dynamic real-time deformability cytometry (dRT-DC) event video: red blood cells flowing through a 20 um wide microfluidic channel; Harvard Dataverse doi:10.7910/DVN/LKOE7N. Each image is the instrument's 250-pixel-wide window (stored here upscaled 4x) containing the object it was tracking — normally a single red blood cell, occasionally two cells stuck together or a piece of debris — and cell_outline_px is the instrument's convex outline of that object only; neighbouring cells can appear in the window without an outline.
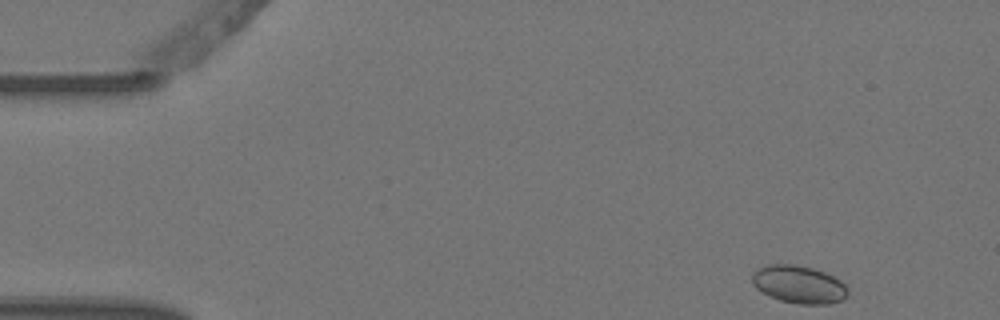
{"species": "Egyptian fruit bat (a non-hibernating species)", "species_latin": "Rousettus aegyptiacus", "temperature_condition": "warm", "stored_images_in_passage": 4, "camera_frame_rate_fps": 3000, "um_per_image_px": 0.085, "animal": {"sex": "female"}, "frame": {"image": 1, "passage_image": 1, "time_ms": 0.0, "image_size_px": [1000, 320], "cell_outline_px": [[848, 296], [840, 300], [828, 304], [800, 304], [780, 300], [768, 296], [756, 288], [752, 284], [752, 272], [768, 264], [796, 264], [812, 268], [824, 272], [840, 280], [848, 288]], "centroid_in_image_um": [67.89, 24.17], "position_along_channel_um": 17.1, "area_um2": 21.1}}
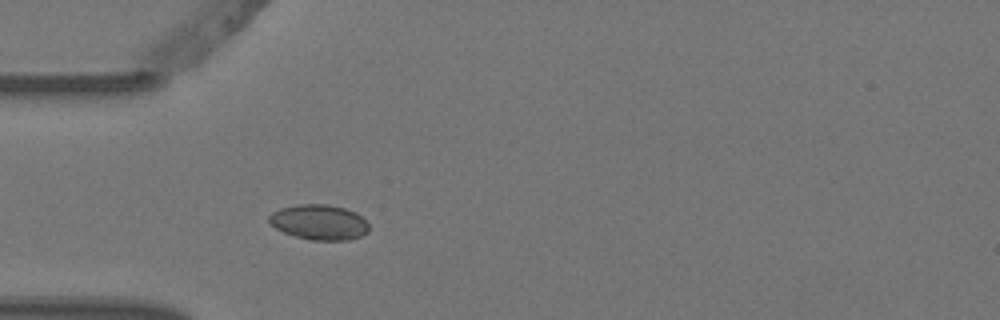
{"frame": {"image": 2, "passage_image": 4, "time_ms": 1.0, "image_size_px": [1000, 320], "cell_outline_px": [[368, 232], [360, 236], [348, 240], [312, 240], [296, 236], [284, 232], [276, 228], [268, 220], [268, 216], [272, 212], [280, 208], [296, 204], [328, 204], [344, 208], [356, 212], [368, 224]], "centroid_in_image_um": [27.12, 18.87], "position_along_channel_um": 57.9, "area_um2": 20.4}}